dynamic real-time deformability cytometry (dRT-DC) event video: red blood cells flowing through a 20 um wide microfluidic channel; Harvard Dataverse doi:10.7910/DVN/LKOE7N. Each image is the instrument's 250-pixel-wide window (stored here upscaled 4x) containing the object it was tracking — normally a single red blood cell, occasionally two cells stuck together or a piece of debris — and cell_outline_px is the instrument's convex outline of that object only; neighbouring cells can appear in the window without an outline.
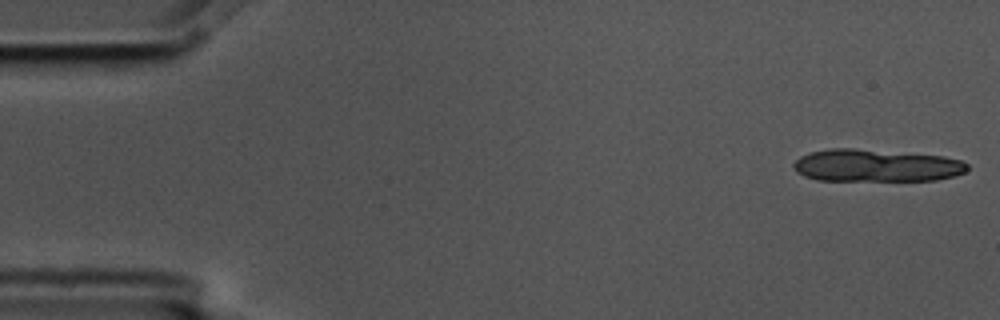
{"species": "common noctule bat (a hibernating species)", "species_latin": "Nyctalus noctula", "temperature_condition": "cold", "stored_images_in_passage": 5, "camera_frame_rate_fps": 3000, "um_per_image_px": 0.085, "animal": {"sex": "male", "body_mass_g": 17.5, "forearm_length_mm": 52.3}, "frame": {"image": 1, "passage_image": 1, "time_ms": 0.0, "image_size_px": [1000, 320], "cell_outline_px": [[968, 168], [964, 172], [956, 176], [936, 180], [816, 180], [804, 176], [796, 172], [792, 164], [800, 156], [808, 152], [832, 148], [852, 148], [944, 156], [960, 160], [968, 164]], "centroid_in_image_um": [74.45, 14.07], "position_along_channel_um": 10.6, "area_um2": 32.89}}